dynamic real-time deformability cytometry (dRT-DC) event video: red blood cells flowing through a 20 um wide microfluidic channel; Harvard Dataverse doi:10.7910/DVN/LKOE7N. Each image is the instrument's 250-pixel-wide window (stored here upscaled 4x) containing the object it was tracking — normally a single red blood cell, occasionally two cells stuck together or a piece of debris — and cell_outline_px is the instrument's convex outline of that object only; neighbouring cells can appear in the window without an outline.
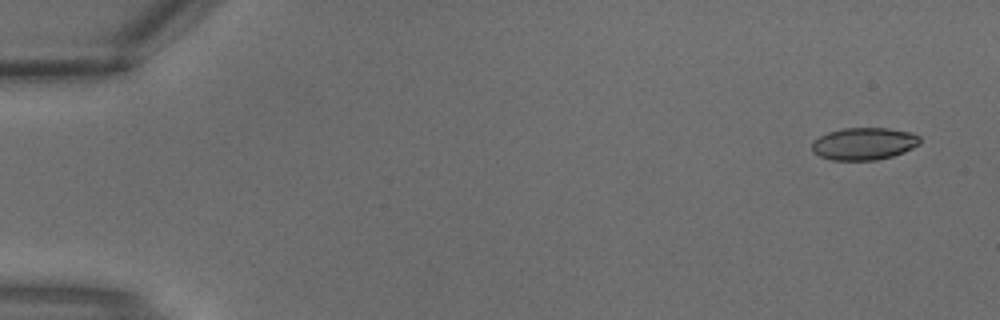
{"species": "common noctule bat (a hibernating species)", "species_latin": "Nyctalus noctula", "temperature_condition": "warm", "stored_images_in_passage": 3, "segment_of_instrument_passage": [2, 2], "camera_frame_rate_fps": 3000, "um_per_image_px": 0.085, "animal": {"sex": "male", "body_mass_g": 18.8}, "frame": {"image": 1, "passage_image": 3, "time_ms": 0.667, "image_size_px": [1000, 320], "cell_outline_px": [[920, 144], [904, 152], [892, 156], [876, 160], [832, 160], [820, 156], [812, 152], [812, 140], [828, 132], [844, 128], [888, 128], [912, 132], [920, 136]], "centroid_in_image_um": [73.44, 12.21], "position_along_channel_um": 11.6, "area_um2": 20.46}}